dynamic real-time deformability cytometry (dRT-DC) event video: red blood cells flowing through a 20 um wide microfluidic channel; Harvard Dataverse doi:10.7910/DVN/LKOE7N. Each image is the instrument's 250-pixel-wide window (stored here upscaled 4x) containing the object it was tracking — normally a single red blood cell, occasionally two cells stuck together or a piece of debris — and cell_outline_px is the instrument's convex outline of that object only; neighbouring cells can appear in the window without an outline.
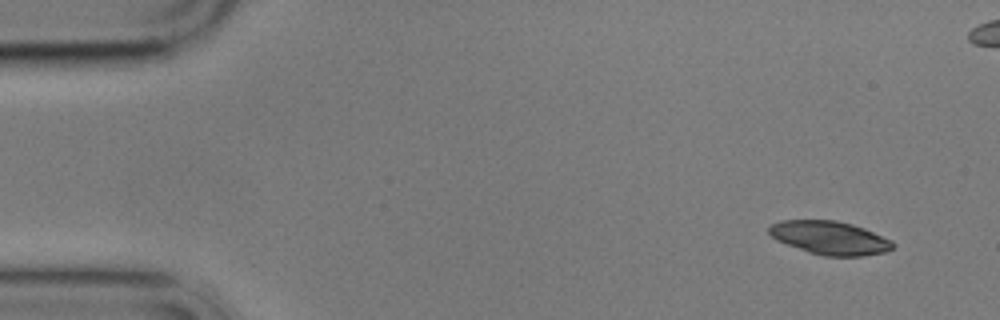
{"species": "common noctule bat (a hibernating species)", "species_latin": "Nyctalus noctula", "temperature_condition": "cold", "stored_images_in_passage": 9, "camera_frame_rate_fps": 3000, "um_per_image_px": 0.085, "animal": {"sex": "male", "body_mass_g": 17.9}, "frame": {"image": 1, "passage_image": 1, "time_ms": 0.0, "image_size_px": [1000, 320], "cell_outline_px": [[896, 244], [892, 248], [884, 252], [864, 256], [824, 256], [808, 252], [776, 240], [768, 232], [768, 228], [772, 224], [780, 220], [836, 220], [852, 224], [864, 228], [892, 240]], "centroid_in_image_um": [70.54, 20.21], "position_along_channel_um": 14.5, "area_um2": 24.16}}
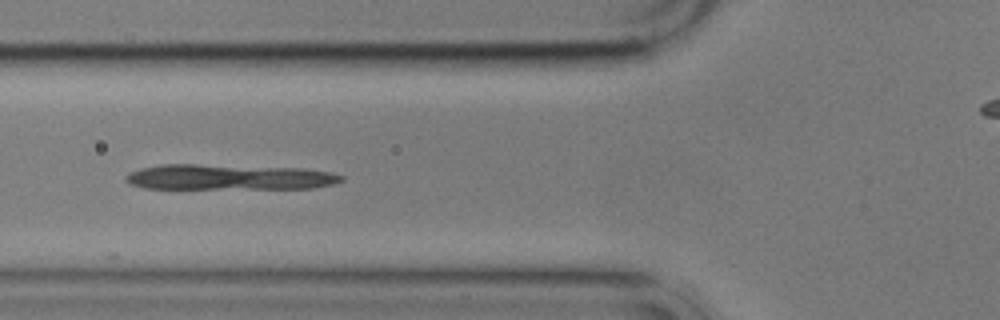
{"frame": {"image": 2, "passage_image": 6, "time_ms": 5.667, "image_size_px": [1000, 320], "cell_outline_px": [[344, 180], [332, 184], [312, 188], [144, 188], [128, 184], [124, 180], [124, 176], [140, 168], [160, 164], [196, 164], [304, 168], [332, 172], [344, 176]], "centroid_in_image_um": [19.45, 15.04], "position_along_channel_um": 106.3, "area_um2": 32.08}}